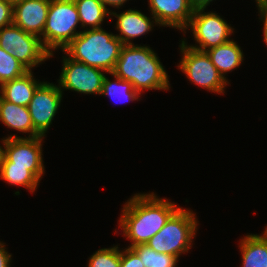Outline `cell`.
Masks as SVG:
<instances>
[{
    "mask_svg": "<svg viewBox=\"0 0 267 267\" xmlns=\"http://www.w3.org/2000/svg\"><path fill=\"white\" fill-rule=\"evenodd\" d=\"M152 193H136L124 204L119 219L123 236L131 241L128 248L145 245L180 208L175 202Z\"/></svg>",
    "mask_w": 267,
    "mask_h": 267,
    "instance_id": "obj_1",
    "label": "cell"
},
{
    "mask_svg": "<svg viewBox=\"0 0 267 267\" xmlns=\"http://www.w3.org/2000/svg\"><path fill=\"white\" fill-rule=\"evenodd\" d=\"M112 73L132 83L140 94L144 90H170L168 74L157 53L145 45H124Z\"/></svg>",
    "mask_w": 267,
    "mask_h": 267,
    "instance_id": "obj_2",
    "label": "cell"
},
{
    "mask_svg": "<svg viewBox=\"0 0 267 267\" xmlns=\"http://www.w3.org/2000/svg\"><path fill=\"white\" fill-rule=\"evenodd\" d=\"M124 44L102 27L83 30L63 50L73 60L110 74L114 71Z\"/></svg>",
    "mask_w": 267,
    "mask_h": 267,
    "instance_id": "obj_3",
    "label": "cell"
},
{
    "mask_svg": "<svg viewBox=\"0 0 267 267\" xmlns=\"http://www.w3.org/2000/svg\"><path fill=\"white\" fill-rule=\"evenodd\" d=\"M198 221L192 210L180 207L163 228L146 245L155 252L175 256L185 254L191 249L196 236Z\"/></svg>",
    "mask_w": 267,
    "mask_h": 267,
    "instance_id": "obj_4",
    "label": "cell"
},
{
    "mask_svg": "<svg viewBox=\"0 0 267 267\" xmlns=\"http://www.w3.org/2000/svg\"><path fill=\"white\" fill-rule=\"evenodd\" d=\"M80 24L74 0H50L46 25L42 34V44L54 56L53 51H61L82 31H76Z\"/></svg>",
    "mask_w": 267,
    "mask_h": 267,
    "instance_id": "obj_5",
    "label": "cell"
},
{
    "mask_svg": "<svg viewBox=\"0 0 267 267\" xmlns=\"http://www.w3.org/2000/svg\"><path fill=\"white\" fill-rule=\"evenodd\" d=\"M179 47L182 58L177 67L186 78L202 89L224 94L226 85L230 83L219 74L207 53L188 47L185 38L181 40Z\"/></svg>",
    "mask_w": 267,
    "mask_h": 267,
    "instance_id": "obj_6",
    "label": "cell"
},
{
    "mask_svg": "<svg viewBox=\"0 0 267 267\" xmlns=\"http://www.w3.org/2000/svg\"><path fill=\"white\" fill-rule=\"evenodd\" d=\"M0 46L29 71L50 59V53L44 48L41 39L14 23L0 29Z\"/></svg>",
    "mask_w": 267,
    "mask_h": 267,
    "instance_id": "obj_7",
    "label": "cell"
},
{
    "mask_svg": "<svg viewBox=\"0 0 267 267\" xmlns=\"http://www.w3.org/2000/svg\"><path fill=\"white\" fill-rule=\"evenodd\" d=\"M204 11L205 9L194 10L188 26L184 29V35L186 30H191L194 40L199 44L187 46L203 52L227 43L234 33V28L221 18L222 16L213 11Z\"/></svg>",
    "mask_w": 267,
    "mask_h": 267,
    "instance_id": "obj_8",
    "label": "cell"
},
{
    "mask_svg": "<svg viewBox=\"0 0 267 267\" xmlns=\"http://www.w3.org/2000/svg\"><path fill=\"white\" fill-rule=\"evenodd\" d=\"M43 136L33 138L8 135L1 140L4 157L1 166L27 167L40 181L45 173L42 157Z\"/></svg>",
    "mask_w": 267,
    "mask_h": 267,
    "instance_id": "obj_9",
    "label": "cell"
},
{
    "mask_svg": "<svg viewBox=\"0 0 267 267\" xmlns=\"http://www.w3.org/2000/svg\"><path fill=\"white\" fill-rule=\"evenodd\" d=\"M63 56V67L58 79V86L63 90H71L83 94L100 95L105 77L104 70L91 67L72 58Z\"/></svg>",
    "mask_w": 267,
    "mask_h": 267,
    "instance_id": "obj_10",
    "label": "cell"
},
{
    "mask_svg": "<svg viewBox=\"0 0 267 267\" xmlns=\"http://www.w3.org/2000/svg\"><path fill=\"white\" fill-rule=\"evenodd\" d=\"M62 97L63 93L58 84L43 81L36 89L27 106L34 126V137L46 136L61 105Z\"/></svg>",
    "mask_w": 267,
    "mask_h": 267,
    "instance_id": "obj_11",
    "label": "cell"
},
{
    "mask_svg": "<svg viewBox=\"0 0 267 267\" xmlns=\"http://www.w3.org/2000/svg\"><path fill=\"white\" fill-rule=\"evenodd\" d=\"M49 7L50 0H22L13 6V23L42 42Z\"/></svg>",
    "mask_w": 267,
    "mask_h": 267,
    "instance_id": "obj_12",
    "label": "cell"
},
{
    "mask_svg": "<svg viewBox=\"0 0 267 267\" xmlns=\"http://www.w3.org/2000/svg\"><path fill=\"white\" fill-rule=\"evenodd\" d=\"M150 14L160 26L171 27L182 32L188 26L193 8L188 0H148Z\"/></svg>",
    "mask_w": 267,
    "mask_h": 267,
    "instance_id": "obj_13",
    "label": "cell"
},
{
    "mask_svg": "<svg viewBox=\"0 0 267 267\" xmlns=\"http://www.w3.org/2000/svg\"><path fill=\"white\" fill-rule=\"evenodd\" d=\"M110 15L117 18L116 30L120 33L115 35L124 45L134 44L131 40L148 34L153 30L154 24L160 26L153 16L149 18L137 9H129L119 14L110 11Z\"/></svg>",
    "mask_w": 267,
    "mask_h": 267,
    "instance_id": "obj_14",
    "label": "cell"
},
{
    "mask_svg": "<svg viewBox=\"0 0 267 267\" xmlns=\"http://www.w3.org/2000/svg\"><path fill=\"white\" fill-rule=\"evenodd\" d=\"M42 83L34 78L32 71H28L19 78L1 84L0 96L11 103L27 107L34 92Z\"/></svg>",
    "mask_w": 267,
    "mask_h": 267,
    "instance_id": "obj_15",
    "label": "cell"
},
{
    "mask_svg": "<svg viewBox=\"0 0 267 267\" xmlns=\"http://www.w3.org/2000/svg\"><path fill=\"white\" fill-rule=\"evenodd\" d=\"M205 52L217 68L219 74L228 83L229 81L226 79L225 75L228 72H232L237 69L244 60L243 50H241V47L232 39L225 44L218 45L217 47L206 50Z\"/></svg>",
    "mask_w": 267,
    "mask_h": 267,
    "instance_id": "obj_16",
    "label": "cell"
},
{
    "mask_svg": "<svg viewBox=\"0 0 267 267\" xmlns=\"http://www.w3.org/2000/svg\"><path fill=\"white\" fill-rule=\"evenodd\" d=\"M0 121L7 128L15 131L28 133V138L34 137V126L28 107L17 105L4 100L0 96ZM30 133V134H29Z\"/></svg>",
    "mask_w": 267,
    "mask_h": 267,
    "instance_id": "obj_17",
    "label": "cell"
},
{
    "mask_svg": "<svg viewBox=\"0 0 267 267\" xmlns=\"http://www.w3.org/2000/svg\"><path fill=\"white\" fill-rule=\"evenodd\" d=\"M239 244L242 267H267V239L263 235H245Z\"/></svg>",
    "mask_w": 267,
    "mask_h": 267,
    "instance_id": "obj_18",
    "label": "cell"
},
{
    "mask_svg": "<svg viewBox=\"0 0 267 267\" xmlns=\"http://www.w3.org/2000/svg\"><path fill=\"white\" fill-rule=\"evenodd\" d=\"M81 27L83 29L89 26V29L101 28V25L107 16H110V8H106L100 0H74Z\"/></svg>",
    "mask_w": 267,
    "mask_h": 267,
    "instance_id": "obj_19",
    "label": "cell"
},
{
    "mask_svg": "<svg viewBox=\"0 0 267 267\" xmlns=\"http://www.w3.org/2000/svg\"><path fill=\"white\" fill-rule=\"evenodd\" d=\"M110 75L114 76L115 80L111 82L105 75L100 95L109 96L116 101H138L141 99V94L133 88L132 83L122 80L113 73H110Z\"/></svg>",
    "mask_w": 267,
    "mask_h": 267,
    "instance_id": "obj_20",
    "label": "cell"
},
{
    "mask_svg": "<svg viewBox=\"0 0 267 267\" xmlns=\"http://www.w3.org/2000/svg\"><path fill=\"white\" fill-rule=\"evenodd\" d=\"M0 179L10 185L23 186L34 193L40 180L27 167L0 166Z\"/></svg>",
    "mask_w": 267,
    "mask_h": 267,
    "instance_id": "obj_21",
    "label": "cell"
},
{
    "mask_svg": "<svg viewBox=\"0 0 267 267\" xmlns=\"http://www.w3.org/2000/svg\"><path fill=\"white\" fill-rule=\"evenodd\" d=\"M131 249L139 256L145 267H177L178 258L165 253L155 252L145 245H137Z\"/></svg>",
    "mask_w": 267,
    "mask_h": 267,
    "instance_id": "obj_22",
    "label": "cell"
},
{
    "mask_svg": "<svg viewBox=\"0 0 267 267\" xmlns=\"http://www.w3.org/2000/svg\"><path fill=\"white\" fill-rule=\"evenodd\" d=\"M29 70L10 52L0 46V85L6 81L23 76Z\"/></svg>",
    "mask_w": 267,
    "mask_h": 267,
    "instance_id": "obj_23",
    "label": "cell"
},
{
    "mask_svg": "<svg viewBox=\"0 0 267 267\" xmlns=\"http://www.w3.org/2000/svg\"><path fill=\"white\" fill-rule=\"evenodd\" d=\"M88 267H120V249L118 245L98 249L89 257Z\"/></svg>",
    "mask_w": 267,
    "mask_h": 267,
    "instance_id": "obj_24",
    "label": "cell"
},
{
    "mask_svg": "<svg viewBox=\"0 0 267 267\" xmlns=\"http://www.w3.org/2000/svg\"><path fill=\"white\" fill-rule=\"evenodd\" d=\"M120 267H145L139 256L131 249L120 250Z\"/></svg>",
    "mask_w": 267,
    "mask_h": 267,
    "instance_id": "obj_25",
    "label": "cell"
},
{
    "mask_svg": "<svg viewBox=\"0 0 267 267\" xmlns=\"http://www.w3.org/2000/svg\"><path fill=\"white\" fill-rule=\"evenodd\" d=\"M13 23V6L0 0V29Z\"/></svg>",
    "mask_w": 267,
    "mask_h": 267,
    "instance_id": "obj_26",
    "label": "cell"
},
{
    "mask_svg": "<svg viewBox=\"0 0 267 267\" xmlns=\"http://www.w3.org/2000/svg\"><path fill=\"white\" fill-rule=\"evenodd\" d=\"M0 241V267H10L12 262V254L6 250V246Z\"/></svg>",
    "mask_w": 267,
    "mask_h": 267,
    "instance_id": "obj_27",
    "label": "cell"
},
{
    "mask_svg": "<svg viewBox=\"0 0 267 267\" xmlns=\"http://www.w3.org/2000/svg\"><path fill=\"white\" fill-rule=\"evenodd\" d=\"M212 1L213 0H188V3L193 8V10H198V9H206V7Z\"/></svg>",
    "mask_w": 267,
    "mask_h": 267,
    "instance_id": "obj_28",
    "label": "cell"
},
{
    "mask_svg": "<svg viewBox=\"0 0 267 267\" xmlns=\"http://www.w3.org/2000/svg\"><path fill=\"white\" fill-rule=\"evenodd\" d=\"M103 5L107 8L108 6L120 8L125 4L128 0H100Z\"/></svg>",
    "mask_w": 267,
    "mask_h": 267,
    "instance_id": "obj_29",
    "label": "cell"
},
{
    "mask_svg": "<svg viewBox=\"0 0 267 267\" xmlns=\"http://www.w3.org/2000/svg\"><path fill=\"white\" fill-rule=\"evenodd\" d=\"M260 20L263 22V41L267 45V16L258 8Z\"/></svg>",
    "mask_w": 267,
    "mask_h": 267,
    "instance_id": "obj_30",
    "label": "cell"
},
{
    "mask_svg": "<svg viewBox=\"0 0 267 267\" xmlns=\"http://www.w3.org/2000/svg\"><path fill=\"white\" fill-rule=\"evenodd\" d=\"M267 16V0L258 7Z\"/></svg>",
    "mask_w": 267,
    "mask_h": 267,
    "instance_id": "obj_31",
    "label": "cell"
},
{
    "mask_svg": "<svg viewBox=\"0 0 267 267\" xmlns=\"http://www.w3.org/2000/svg\"><path fill=\"white\" fill-rule=\"evenodd\" d=\"M4 157V148L0 146V166Z\"/></svg>",
    "mask_w": 267,
    "mask_h": 267,
    "instance_id": "obj_32",
    "label": "cell"
},
{
    "mask_svg": "<svg viewBox=\"0 0 267 267\" xmlns=\"http://www.w3.org/2000/svg\"><path fill=\"white\" fill-rule=\"evenodd\" d=\"M5 2L10 3L12 6H14L15 4H17L18 2L22 1V0H3Z\"/></svg>",
    "mask_w": 267,
    "mask_h": 267,
    "instance_id": "obj_33",
    "label": "cell"
},
{
    "mask_svg": "<svg viewBox=\"0 0 267 267\" xmlns=\"http://www.w3.org/2000/svg\"><path fill=\"white\" fill-rule=\"evenodd\" d=\"M256 1V6L259 7L265 0H255Z\"/></svg>",
    "mask_w": 267,
    "mask_h": 267,
    "instance_id": "obj_34",
    "label": "cell"
},
{
    "mask_svg": "<svg viewBox=\"0 0 267 267\" xmlns=\"http://www.w3.org/2000/svg\"><path fill=\"white\" fill-rule=\"evenodd\" d=\"M267 226V225H266ZM262 235L267 239V227L262 232Z\"/></svg>",
    "mask_w": 267,
    "mask_h": 267,
    "instance_id": "obj_35",
    "label": "cell"
}]
</instances>
